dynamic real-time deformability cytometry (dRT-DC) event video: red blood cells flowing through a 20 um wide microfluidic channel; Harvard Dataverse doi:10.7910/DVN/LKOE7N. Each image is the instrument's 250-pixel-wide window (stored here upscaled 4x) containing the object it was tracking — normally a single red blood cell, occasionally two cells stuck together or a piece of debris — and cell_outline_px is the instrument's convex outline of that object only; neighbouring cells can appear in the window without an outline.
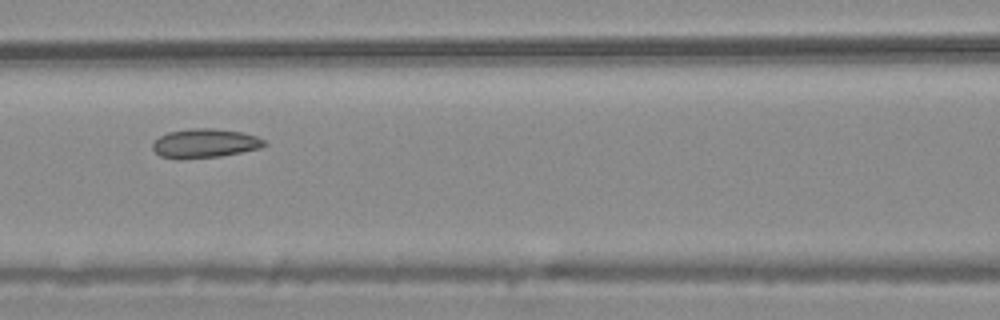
{"species": "common noctule bat (a hibernating species)", "species_latin": "Nyctalus noctula", "temperature_condition": "warm", "stored_images_in_passage": 11, "camera_frame_rate_fps": 3000, "um_per_image_px": 0.085, "animal": {"sex": "male", "body_mass_g": 20.4}, "frame": {"image": 1, "passage_image": 7, "time_ms": 2.0, "image_size_px": [1000, 320], "cell_outline_px": [[268, 144], [260, 148], [220, 156], [180, 160], [176, 160], [160, 156], [152, 148], [152, 144], [160, 136], [168, 132], [192, 128], [212, 128], [240, 132], [256, 136], [264, 140]], "centroid_in_image_um": [17.38, 12.19], "position_along_channel_um": 149.2, "area_um2": 18.96}}
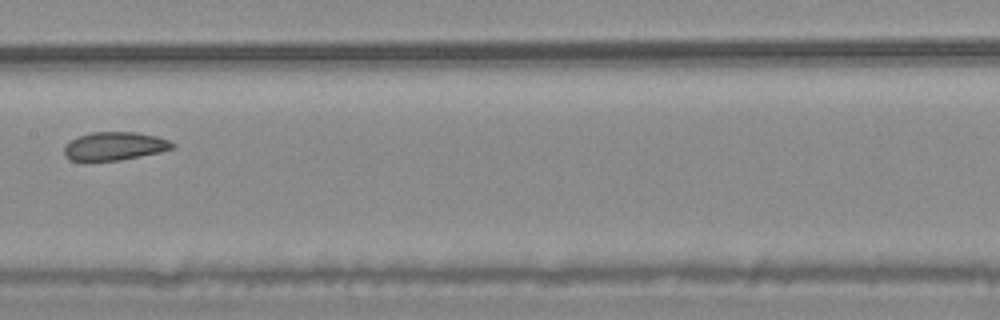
{"frame": {"image": 2, "passage_image": 8, "time_ms": 2.333, "image_size_px": [1000, 320], "cell_outline_px": [[176, 144], [172, 148], [160, 152], [120, 160], [88, 164], [84, 164], [68, 160], [64, 156], [64, 144], [76, 136], [92, 132], [136, 132], [156, 136], [168, 140]], "centroid_in_image_um": [9.61, 12.47], "position_along_channel_um": 197.8, "area_um2": 18.67}}